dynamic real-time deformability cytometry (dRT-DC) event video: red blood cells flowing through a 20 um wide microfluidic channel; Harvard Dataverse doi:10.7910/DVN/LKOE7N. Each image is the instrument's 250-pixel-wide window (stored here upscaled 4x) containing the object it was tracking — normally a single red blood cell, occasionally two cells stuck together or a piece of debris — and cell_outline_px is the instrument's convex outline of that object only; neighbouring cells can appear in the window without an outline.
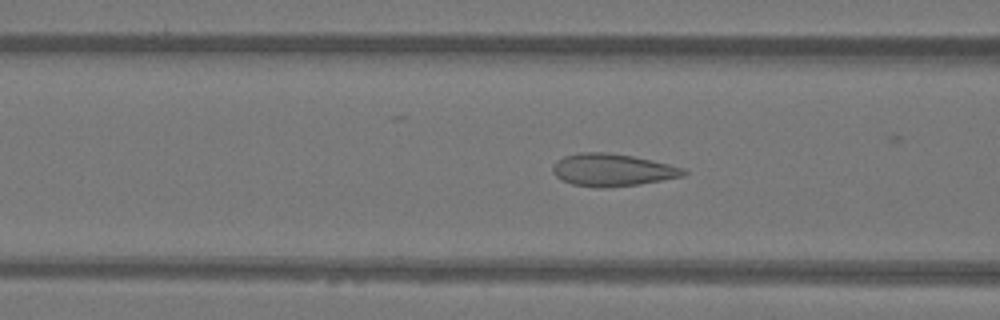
{"species": "Egyptian fruit bat (a non-hibernating species)", "species_latin": "Rousettus aegyptiacus", "temperature_condition": "warm", "stored_images_in_passage": 35, "camera_frame_rate_fps": 3000, "um_per_image_px": 0.085, "animal": {"sex": "female"}, "frame": {"image": 1, "passage_image": 12, "time_ms": 3.667, "image_size_px": [1000, 320], "cell_outline_px": [[688, 172], [684, 176], [640, 184], [608, 188], [596, 188], [572, 184], [556, 176], [552, 172], [552, 168], [556, 160], [564, 156], [580, 152], [608, 152], [632, 156], [652, 160], [684, 168]], "centroid_in_image_um": [52.04, 14.45], "position_along_channel_um": 114.6, "area_um2": 24.85}}
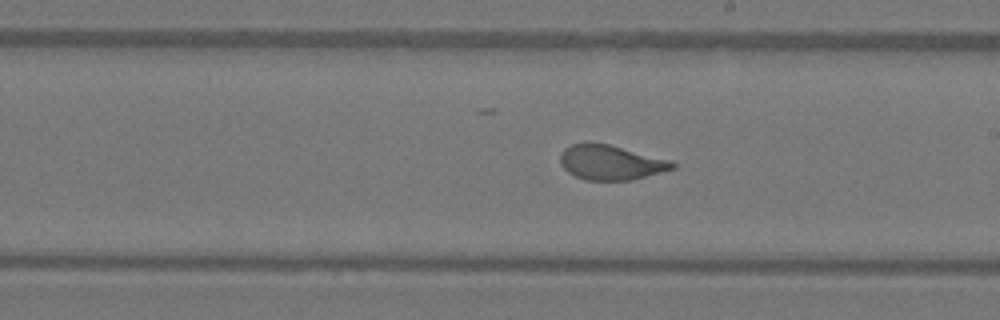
{"frame": {"image": 2, "passage_image": 21, "time_ms": 6.667, "image_size_px": [1000, 320], "cell_outline_px": [[676, 168], [632, 180], [584, 180], [568, 172], [560, 164], [560, 152], [564, 148], [572, 144], [588, 140], [608, 144], [672, 160], [676, 164]], "centroid_in_image_um": [51.89, 13.78], "position_along_channel_um": 237.1, "area_um2": 23.12}}
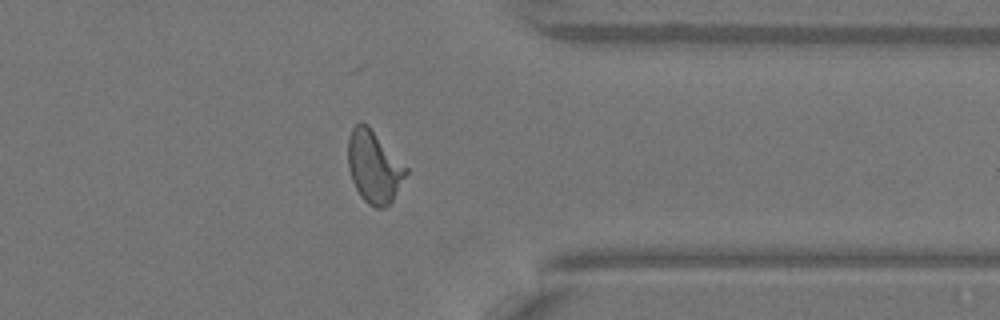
{"frame": {"image": 3, "passage_image": 32, "time_ms": 10.333, "image_size_px": [1000, 320], "cell_outline_px": [[408, 172], [392, 200], [384, 208], [376, 208], [368, 204], [360, 196], [352, 180], [348, 168], [348, 136], [352, 128], [360, 120], [368, 124], [408, 168]], "centroid_in_image_um": [31.77, 14.15], "position_along_channel_um": 379.6, "area_um2": 24.45}}